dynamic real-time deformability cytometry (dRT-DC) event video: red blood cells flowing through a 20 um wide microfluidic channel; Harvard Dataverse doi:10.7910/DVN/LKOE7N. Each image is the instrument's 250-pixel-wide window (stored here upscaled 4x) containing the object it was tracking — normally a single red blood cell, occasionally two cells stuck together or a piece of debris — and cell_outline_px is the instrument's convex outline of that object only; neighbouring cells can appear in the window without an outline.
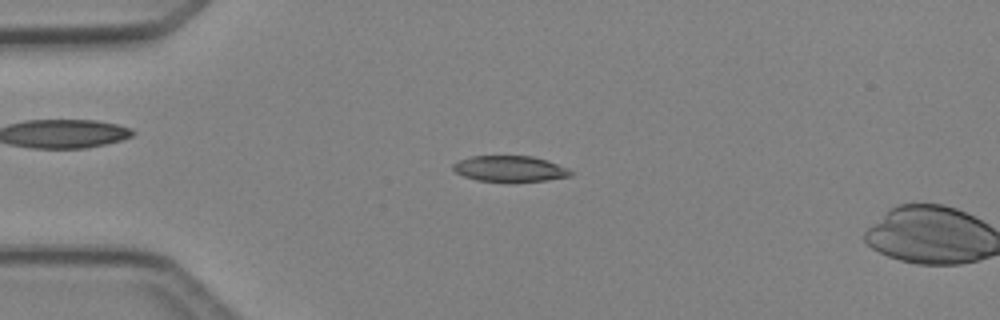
{"species": "Egyptian fruit bat (a non-hibernating species)", "species_latin": "Rousettus aegyptiacus", "temperature_condition": "cold", "stored_images_in_passage": 5, "camera_frame_rate_fps": 3000, "um_per_image_px": 0.085, "animal": {"sex": "female"}, "frame": {"image": 1, "passage_image": 4, "time_ms": 3.333, "image_size_px": [1000, 320], "cell_outline_px": [[572, 176], [548, 180], [476, 180], [464, 176], [456, 172], [452, 168], [452, 164], [460, 160], [472, 156], [532, 156], [548, 160], [568, 168], [572, 172]], "centroid_in_image_um": [43.36, 14.32], "position_along_channel_um": 41.6, "area_um2": 17.34}}